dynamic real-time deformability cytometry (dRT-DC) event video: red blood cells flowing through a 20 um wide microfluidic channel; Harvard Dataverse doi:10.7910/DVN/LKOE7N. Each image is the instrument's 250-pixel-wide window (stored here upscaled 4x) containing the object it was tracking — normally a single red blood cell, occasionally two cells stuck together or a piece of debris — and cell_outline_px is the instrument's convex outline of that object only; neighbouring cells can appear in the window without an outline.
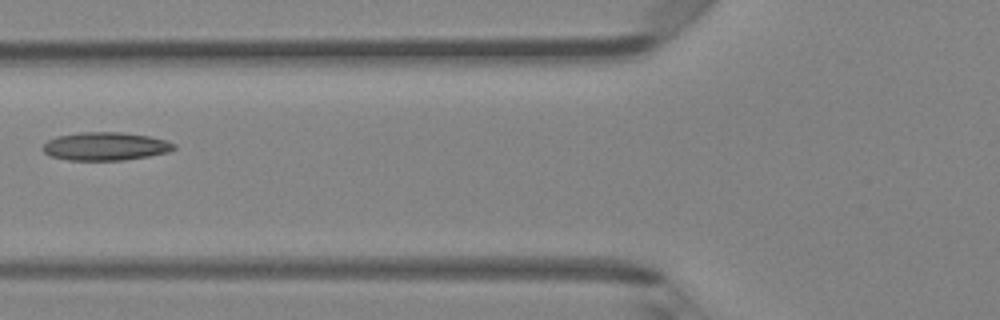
{"species": "Egyptian fruit bat (a non-hibernating species)", "species_latin": "Rousettus aegyptiacus", "temperature_condition": "room temperature", "stored_images_in_passage": 5, "camera_frame_rate_fps": 3000, "um_per_image_px": 0.085, "animal": {"sex": "female"}, "frame": {"image": 1, "passage_image": 5, "time_ms": 1.333, "image_size_px": [1000, 320], "cell_outline_px": [[176, 148], [168, 152], [148, 156], [124, 160], [68, 160], [48, 156], [40, 148], [48, 140], [56, 136], [80, 132], [120, 132], [148, 136], [164, 140], [176, 144]], "centroid_in_image_um": [8.91, 12.44], "position_along_channel_um": 116.9, "area_um2": 21.62}}